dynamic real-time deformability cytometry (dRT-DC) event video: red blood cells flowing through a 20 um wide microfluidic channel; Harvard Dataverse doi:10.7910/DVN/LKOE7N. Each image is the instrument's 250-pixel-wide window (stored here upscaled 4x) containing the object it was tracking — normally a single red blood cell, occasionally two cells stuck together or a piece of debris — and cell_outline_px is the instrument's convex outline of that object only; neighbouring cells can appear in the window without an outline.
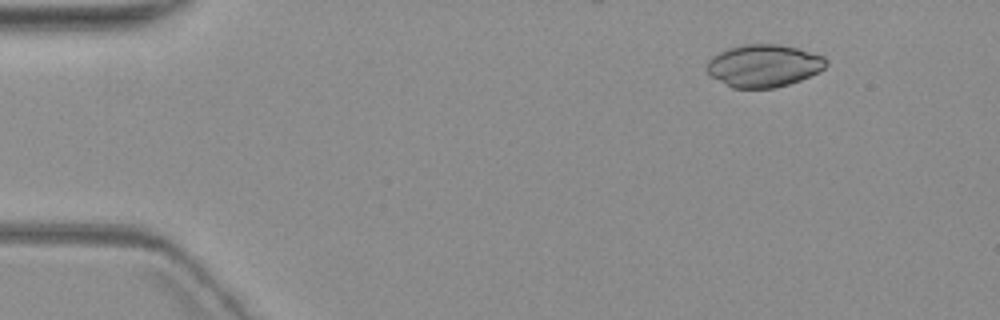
{"species": "common noctule bat (a hibernating species)", "species_latin": "Nyctalus noctula", "temperature_condition": "warm", "stored_images_in_passage": 4, "camera_frame_rate_fps": 3000, "um_per_image_px": 0.085, "animal": {"sex": "female", "body_mass_g": 19.3, "forearm_length_mm": 54.1}, "frame": {"image": 1, "passage_image": 2, "time_ms": 1.0, "image_size_px": [1000, 320], "cell_outline_px": [[828, 64], [824, 68], [800, 80], [788, 84], [772, 88], [732, 88], [712, 76], [704, 68], [708, 60], [712, 56], [728, 48], [744, 44], [776, 44], [796, 48], [824, 56], [828, 60]], "centroid_in_image_um": [64.89, 5.58], "position_along_channel_um": 20.1, "area_um2": 29.36}}